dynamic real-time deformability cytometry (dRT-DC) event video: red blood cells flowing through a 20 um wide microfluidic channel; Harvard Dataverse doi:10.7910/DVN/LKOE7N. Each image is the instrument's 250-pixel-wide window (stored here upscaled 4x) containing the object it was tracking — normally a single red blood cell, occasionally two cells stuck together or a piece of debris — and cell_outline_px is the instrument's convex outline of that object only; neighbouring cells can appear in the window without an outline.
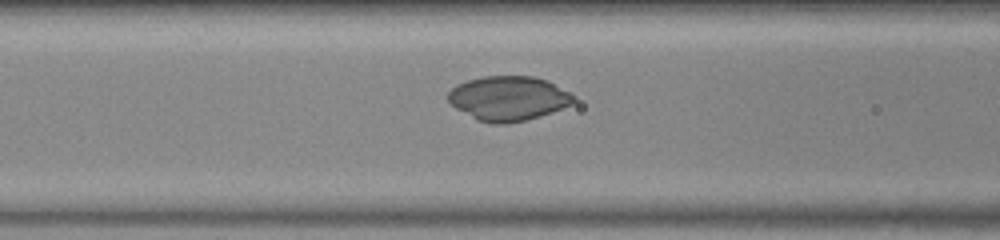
{"species": "common noctule bat (a hibernating species)", "species_latin": "Nyctalus noctula", "temperature_condition": "warm", "stored_images_in_passage": 31, "camera_frame_rate_fps": 3000, "um_per_image_px": 0.085, "animal": {"sex": "female", "body_mass_g": 23.0, "forearm_length_mm": 53.4}, "frame": {"image": 1, "passage_image": 6, "time_ms": 1.667, "image_size_px": [1000, 240], "cell_outline_px": [[576, 100], [572, 104], [524, 120], [508, 124], [492, 124], [476, 120], [456, 108], [448, 100], [448, 92], [456, 84], [468, 80], [484, 76], [536, 76], [548, 80], [572, 92], [576, 96]], "centroid_in_image_um": [43.22, 8.34], "position_along_channel_um": 123.4, "area_um2": 32.66}}
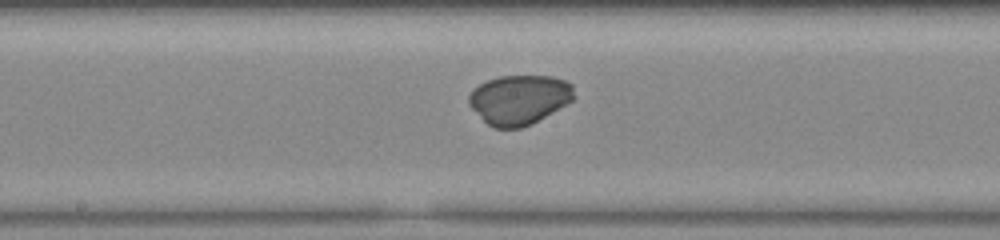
{"frame": {"image": 2, "passage_image": 12, "time_ms": 3.667, "image_size_px": [1000, 240], "cell_outline_px": [[572, 100], [532, 124], [520, 128], [492, 128], [468, 104], [468, 96], [472, 88], [488, 80], [500, 76], [552, 76], [564, 80], [572, 84]], "centroid_in_image_um": [44.09, 8.46], "position_along_channel_um": 204.1, "area_um2": 30.11}}
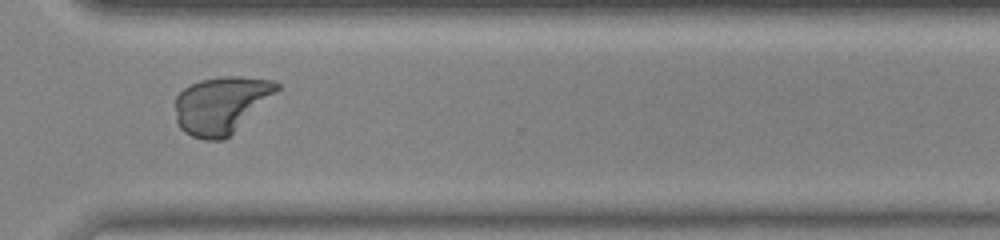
{"frame": {"image": 3, "passage_image": 23, "time_ms": 7.333, "image_size_px": [1000, 240], "cell_outline_px": [[280, 88], [276, 92], [224, 140], [204, 140], [192, 136], [184, 132], [180, 128], [176, 120], [176, 96], [184, 88], [200, 80], [224, 76], [240, 76], [272, 80], [280, 84]], "centroid_in_image_um": [18.77, 8.91], "position_along_channel_um": 351.8, "area_um2": 33.35}}